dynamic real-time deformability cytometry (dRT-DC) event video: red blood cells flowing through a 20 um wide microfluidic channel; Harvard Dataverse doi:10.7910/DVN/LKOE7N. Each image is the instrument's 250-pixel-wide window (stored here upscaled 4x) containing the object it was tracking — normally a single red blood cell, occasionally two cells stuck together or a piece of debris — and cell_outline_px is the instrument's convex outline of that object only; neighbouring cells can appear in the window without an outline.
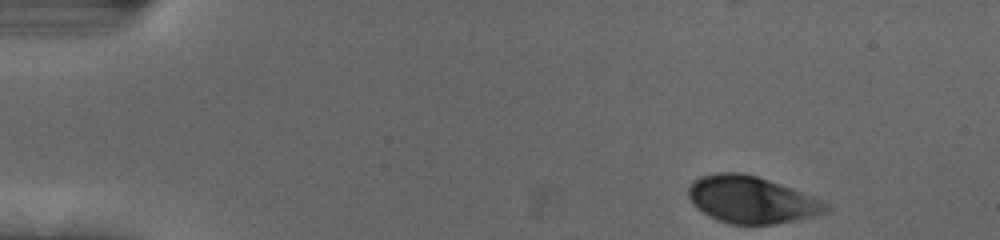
{"species": "human", "species_latin": "Homo sapiens", "temperature_condition": "cold", "stored_images_in_passage": 49, "camera_frame_rate_fps": 3000, "um_per_image_px": 0.085, "donor": {"sex": "female"}, "frame": {"image": 1, "passage_image": 1, "time_ms": 0.0, "image_size_px": [1000, 240], "cell_outline_px": [[832, 208], [828, 212], [812, 216], [772, 224], [732, 224], [716, 220], [708, 216], [696, 208], [692, 204], [688, 196], [688, 188], [692, 180], [700, 176], [720, 172], [740, 172], [756, 176], [780, 184], [812, 196], [828, 204]], "centroid_in_image_um": [63.82, 16.97], "position_along_channel_um": 21.2, "area_um2": 37.57}}
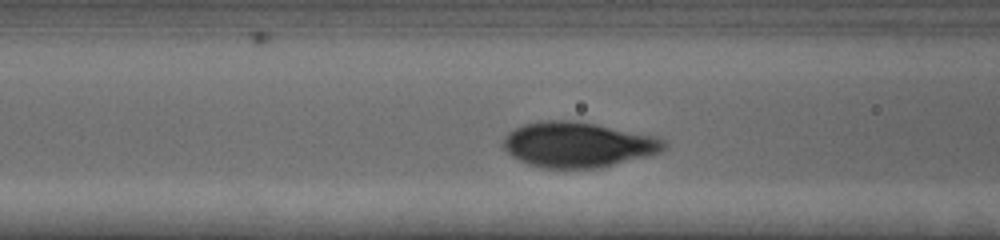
{"frame": {"image": 2, "passage_image": 17, "time_ms": 5.333, "image_size_px": [1000, 240], "cell_outline_px": [[668, 144], [660, 152], [648, 156], [600, 168], [540, 168], [528, 164], [512, 156], [500, 144], [504, 136], [508, 132], [524, 124], [548, 120], [568, 120], [596, 124], [656, 136], [664, 140]], "centroid_in_image_um": [49.11, 12.3], "position_along_channel_um": 117.5, "area_um2": 42.48}}
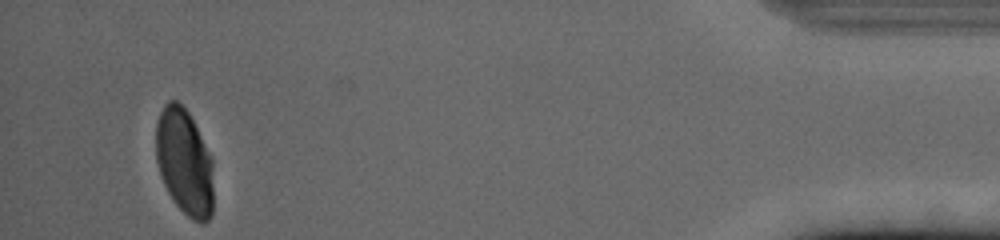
{"frame": {"image": 3, "passage_image": 47, "time_ms": 15.333, "image_size_px": [1000, 240], "cell_outline_px": [[212, 216], [204, 224], [200, 224], [192, 220], [176, 204], [168, 192], [160, 176], [156, 160], [156, 124], [160, 112], [164, 104], [168, 100], [176, 100], [188, 112], [212, 156]], "centroid_in_image_um": [15.67, 13.78], "position_along_channel_um": 419.5, "area_um2": 35.78}, "authors_computed_cell_mechanics": {"area_um2": 40.0554, "velocity_mm_per_s": 3.685, "shape_relaxation_time_tau1_ms": 2.9672, "shape_relaxation_time_tau2_ms": null, "deformation_change_tau1": 0.1499, "deformation_change_tau2": null}}